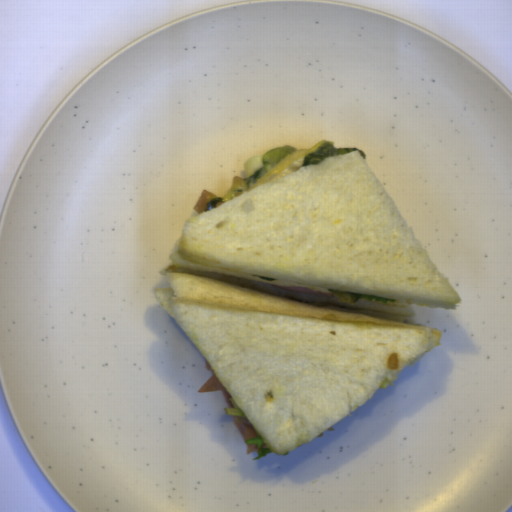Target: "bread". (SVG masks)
Here are the masks:
<instances>
[{
    "mask_svg": "<svg viewBox=\"0 0 512 512\" xmlns=\"http://www.w3.org/2000/svg\"><path fill=\"white\" fill-rule=\"evenodd\" d=\"M249 188L186 220L182 259L395 300L348 304L173 262L160 272L158 302L285 454L440 344L443 331L410 321L413 305L453 310L462 297L357 150Z\"/></svg>",
    "mask_w": 512,
    "mask_h": 512,
    "instance_id": "8d2b1439",
    "label": "bread"
}]
</instances>
